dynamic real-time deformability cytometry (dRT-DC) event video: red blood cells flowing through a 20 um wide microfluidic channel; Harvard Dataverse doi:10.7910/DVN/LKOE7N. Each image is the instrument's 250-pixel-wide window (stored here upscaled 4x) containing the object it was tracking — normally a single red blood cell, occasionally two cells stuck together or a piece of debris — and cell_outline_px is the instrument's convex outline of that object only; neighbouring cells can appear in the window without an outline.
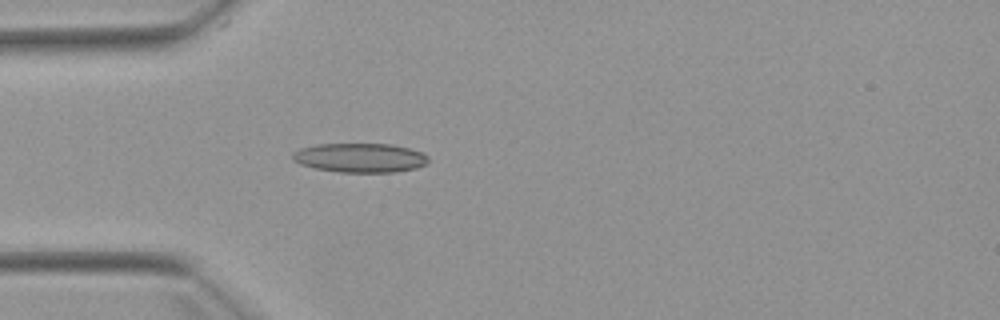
{"species": "Egyptian fruit bat (a non-hibernating species)", "species_latin": "Rousettus aegyptiacus", "temperature_condition": "warm", "stored_images_in_passage": 3, "camera_frame_rate_fps": 3000, "um_per_image_px": 0.085, "animal": {"sex": "female"}, "frame": {"image": 1, "passage_image": 3, "time_ms": 2.333, "image_size_px": [1000, 320], "cell_outline_px": [[428, 164], [416, 168], [396, 172], [340, 172], [316, 168], [300, 164], [292, 160], [292, 152], [300, 148], [316, 144], [392, 144], [424, 152], [428, 156]], "centroid_in_image_um": [30.62, 13.41], "position_along_channel_um": 54.4, "area_um2": 23.29}}